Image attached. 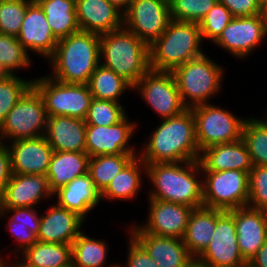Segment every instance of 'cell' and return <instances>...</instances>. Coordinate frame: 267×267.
Here are the masks:
<instances>
[{"label":"cell","mask_w":267,"mask_h":267,"mask_svg":"<svg viewBox=\"0 0 267 267\" xmlns=\"http://www.w3.org/2000/svg\"><path fill=\"white\" fill-rule=\"evenodd\" d=\"M143 146L144 150L138 156L146 164L199 160L201 152L196 140L192 109L162 119Z\"/></svg>","instance_id":"obj_1"},{"label":"cell","mask_w":267,"mask_h":267,"mask_svg":"<svg viewBox=\"0 0 267 267\" xmlns=\"http://www.w3.org/2000/svg\"><path fill=\"white\" fill-rule=\"evenodd\" d=\"M199 172V160L146 164V175L154 187L149 198L202 207L203 181L198 179Z\"/></svg>","instance_id":"obj_2"},{"label":"cell","mask_w":267,"mask_h":267,"mask_svg":"<svg viewBox=\"0 0 267 267\" xmlns=\"http://www.w3.org/2000/svg\"><path fill=\"white\" fill-rule=\"evenodd\" d=\"M52 75L58 82L88 84L100 58V35L79 31L58 39L55 52L49 58Z\"/></svg>","instance_id":"obj_3"},{"label":"cell","mask_w":267,"mask_h":267,"mask_svg":"<svg viewBox=\"0 0 267 267\" xmlns=\"http://www.w3.org/2000/svg\"><path fill=\"white\" fill-rule=\"evenodd\" d=\"M100 58L132 86L151 69L149 46L124 27L100 35Z\"/></svg>","instance_id":"obj_4"},{"label":"cell","mask_w":267,"mask_h":267,"mask_svg":"<svg viewBox=\"0 0 267 267\" xmlns=\"http://www.w3.org/2000/svg\"><path fill=\"white\" fill-rule=\"evenodd\" d=\"M198 23L171 20L164 33L149 46L150 68L172 72L189 60L204 54Z\"/></svg>","instance_id":"obj_5"},{"label":"cell","mask_w":267,"mask_h":267,"mask_svg":"<svg viewBox=\"0 0 267 267\" xmlns=\"http://www.w3.org/2000/svg\"><path fill=\"white\" fill-rule=\"evenodd\" d=\"M172 74L183 105L191 109L209 103V98L218 93L223 69L203 54L175 68Z\"/></svg>","instance_id":"obj_6"},{"label":"cell","mask_w":267,"mask_h":267,"mask_svg":"<svg viewBox=\"0 0 267 267\" xmlns=\"http://www.w3.org/2000/svg\"><path fill=\"white\" fill-rule=\"evenodd\" d=\"M41 95L48 116H69L85 120L93 96L88 84L58 82L48 77L32 79Z\"/></svg>","instance_id":"obj_7"},{"label":"cell","mask_w":267,"mask_h":267,"mask_svg":"<svg viewBox=\"0 0 267 267\" xmlns=\"http://www.w3.org/2000/svg\"><path fill=\"white\" fill-rule=\"evenodd\" d=\"M48 115L39 92L31 86L0 125V141L45 136ZM5 138V139H4Z\"/></svg>","instance_id":"obj_8"},{"label":"cell","mask_w":267,"mask_h":267,"mask_svg":"<svg viewBox=\"0 0 267 267\" xmlns=\"http://www.w3.org/2000/svg\"><path fill=\"white\" fill-rule=\"evenodd\" d=\"M203 206L229 211L247 206L249 173L241 170L202 171Z\"/></svg>","instance_id":"obj_9"},{"label":"cell","mask_w":267,"mask_h":267,"mask_svg":"<svg viewBox=\"0 0 267 267\" xmlns=\"http://www.w3.org/2000/svg\"><path fill=\"white\" fill-rule=\"evenodd\" d=\"M196 140L200 152L215 144L232 143L242 138L246 118L240 119L209 103L192 107Z\"/></svg>","instance_id":"obj_10"},{"label":"cell","mask_w":267,"mask_h":267,"mask_svg":"<svg viewBox=\"0 0 267 267\" xmlns=\"http://www.w3.org/2000/svg\"><path fill=\"white\" fill-rule=\"evenodd\" d=\"M169 1L131 0L123 13V27L151 46L171 21Z\"/></svg>","instance_id":"obj_11"},{"label":"cell","mask_w":267,"mask_h":267,"mask_svg":"<svg viewBox=\"0 0 267 267\" xmlns=\"http://www.w3.org/2000/svg\"><path fill=\"white\" fill-rule=\"evenodd\" d=\"M206 267H247L237 242L234 217L216 209V227L211 241L196 258Z\"/></svg>","instance_id":"obj_12"},{"label":"cell","mask_w":267,"mask_h":267,"mask_svg":"<svg viewBox=\"0 0 267 267\" xmlns=\"http://www.w3.org/2000/svg\"><path fill=\"white\" fill-rule=\"evenodd\" d=\"M143 100L152 107L161 119L180 115L187 108L183 105L172 72L150 69L133 86Z\"/></svg>","instance_id":"obj_13"},{"label":"cell","mask_w":267,"mask_h":267,"mask_svg":"<svg viewBox=\"0 0 267 267\" xmlns=\"http://www.w3.org/2000/svg\"><path fill=\"white\" fill-rule=\"evenodd\" d=\"M127 115L110 126L87 125L85 152L89 157L100 155L132 154L135 149L127 146L135 131V123L129 122Z\"/></svg>","instance_id":"obj_14"},{"label":"cell","mask_w":267,"mask_h":267,"mask_svg":"<svg viewBox=\"0 0 267 267\" xmlns=\"http://www.w3.org/2000/svg\"><path fill=\"white\" fill-rule=\"evenodd\" d=\"M149 201L147 223L138 227L144 233L182 239L194 208L153 198H149Z\"/></svg>","instance_id":"obj_15"},{"label":"cell","mask_w":267,"mask_h":267,"mask_svg":"<svg viewBox=\"0 0 267 267\" xmlns=\"http://www.w3.org/2000/svg\"><path fill=\"white\" fill-rule=\"evenodd\" d=\"M265 38L259 15L233 17L214 42L234 57H247Z\"/></svg>","instance_id":"obj_16"},{"label":"cell","mask_w":267,"mask_h":267,"mask_svg":"<svg viewBox=\"0 0 267 267\" xmlns=\"http://www.w3.org/2000/svg\"><path fill=\"white\" fill-rule=\"evenodd\" d=\"M228 212L234 217L238 246L248 263L267 240V211L244 206Z\"/></svg>","instance_id":"obj_17"},{"label":"cell","mask_w":267,"mask_h":267,"mask_svg":"<svg viewBox=\"0 0 267 267\" xmlns=\"http://www.w3.org/2000/svg\"><path fill=\"white\" fill-rule=\"evenodd\" d=\"M17 40L27 51L49 58L54 54L58 39L52 33L42 7L33 0L27 7Z\"/></svg>","instance_id":"obj_18"},{"label":"cell","mask_w":267,"mask_h":267,"mask_svg":"<svg viewBox=\"0 0 267 267\" xmlns=\"http://www.w3.org/2000/svg\"><path fill=\"white\" fill-rule=\"evenodd\" d=\"M8 147L13 174L46 175L54 151L45 136L10 141Z\"/></svg>","instance_id":"obj_19"},{"label":"cell","mask_w":267,"mask_h":267,"mask_svg":"<svg viewBox=\"0 0 267 267\" xmlns=\"http://www.w3.org/2000/svg\"><path fill=\"white\" fill-rule=\"evenodd\" d=\"M130 234L146 249L159 267H187L195 258L188 252L183 239L144 233L138 226Z\"/></svg>","instance_id":"obj_20"},{"label":"cell","mask_w":267,"mask_h":267,"mask_svg":"<svg viewBox=\"0 0 267 267\" xmlns=\"http://www.w3.org/2000/svg\"><path fill=\"white\" fill-rule=\"evenodd\" d=\"M52 196L46 175L13 174L0 195V208L35 207Z\"/></svg>","instance_id":"obj_21"},{"label":"cell","mask_w":267,"mask_h":267,"mask_svg":"<svg viewBox=\"0 0 267 267\" xmlns=\"http://www.w3.org/2000/svg\"><path fill=\"white\" fill-rule=\"evenodd\" d=\"M47 213L40 216L37 241L44 243L70 244L82 233L80 228L84 219L66 208L53 205Z\"/></svg>","instance_id":"obj_22"},{"label":"cell","mask_w":267,"mask_h":267,"mask_svg":"<svg viewBox=\"0 0 267 267\" xmlns=\"http://www.w3.org/2000/svg\"><path fill=\"white\" fill-rule=\"evenodd\" d=\"M81 31L102 35L123 27V13L108 0H76Z\"/></svg>","instance_id":"obj_23"},{"label":"cell","mask_w":267,"mask_h":267,"mask_svg":"<svg viewBox=\"0 0 267 267\" xmlns=\"http://www.w3.org/2000/svg\"><path fill=\"white\" fill-rule=\"evenodd\" d=\"M199 162L202 171L231 169L249 173L253 166L248 148L242 138L232 143L215 144L203 149Z\"/></svg>","instance_id":"obj_24"},{"label":"cell","mask_w":267,"mask_h":267,"mask_svg":"<svg viewBox=\"0 0 267 267\" xmlns=\"http://www.w3.org/2000/svg\"><path fill=\"white\" fill-rule=\"evenodd\" d=\"M86 122L69 116H48L45 137L53 151L85 152Z\"/></svg>","instance_id":"obj_25"},{"label":"cell","mask_w":267,"mask_h":267,"mask_svg":"<svg viewBox=\"0 0 267 267\" xmlns=\"http://www.w3.org/2000/svg\"><path fill=\"white\" fill-rule=\"evenodd\" d=\"M56 194L58 206L77 213L84 220L101 200V192L95 187L88 172L56 190L53 195Z\"/></svg>","instance_id":"obj_26"},{"label":"cell","mask_w":267,"mask_h":267,"mask_svg":"<svg viewBox=\"0 0 267 267\" xmlns=\"http://www.w3.org/2000/svg\"><path fill=\"white\" fill-rule=\"evenodd\" d=\"M89 155L86 152L54 151L46 173L50 191L70 183L88 172Z\"/></svg>","instance_id":"obj_27"},{"label":"cell","mask_w":267,"mask_h":267,"mask_svg":"<svg viewBox=\"0 0 267 267\" xmlns=\"http://www.w3.org/2000/svg\"><path fill=\"white\" fill-rule=\"evenodd\" d=\"M216 227V209L194 208L187 223L183 243L196 259L211 241Z\"/></svg>","instance_id":"obj_28"},{"label":"cell","mask_w":267,"mask_h":267,"mask_svg":"<svg viewBox=\"0 0 267 267\" xmlns=\"http://www.w3.org/2000/svg\"><path fill=\"white\" fill-rule=\"evenodd\" d=\"M22 267H72V245L37 241L22 252Z\"/></svg>","instance_id":"obj_29"},{"label":"cell","mask_w":267,"mask_h":267,"mask_svg":"<svg viewBox=\"0 0 267 267\" xmlns=\"http://www.w3.org/2000/svg\"><path fill=\"white\" fill-rule=\"evenodd\" d=\"M42 7L49 27L57 39L68 37L80 30L76 0H36Z\"/></svg>","instance_id":"obj_30"},{"label":"cell","mask_w":267,"mask_h":267,"mask_svg":"<svg viewBox=\"0 0 267 267\" xmlns=\"http://www.w3.org/2000/svg\"><path fill=\"white\" fill-rule=\"evenodd\" d=\"M141 169H144L143 172L146 173V163L140 157L135 156L101 192V199H134L142 184Z\"/></svg>","instance_id":"obj_31"},{"label":"cell","mask_w":267,"mask_h":267,"mask_svg":"<svg viewBox=\"0 0 267 267\" xmlns=\"http://www.w3.org/2000/svg\"><path fill=\"white\" fill-rule=\"evenodd\" d=\"M88 86L93 98L114 102H119V97L127 88L133 89V86L123 77L101 63L92 73Z\"/></svg>","instance_id":"obj_32"},{"label":"cell","mask_w":267,"mask_h":267,"mask_svg":"<svg viewBox=\"0 0 267 267\" xmlns=\"http://www.w3.org/2000/svg\"><path fill=\"white\" fill-rule=\"evenodd\" d=\"M134 156L132 154L100 155L89 158L88 173L95 187L102 192Z\"/></svg>","instance_id":"obj_33"},{"label":"cell","mask_w":267,"mask_h":267,"mask_svg":"<svg viewBox=\"0 0 267 267\" xmlns=\"http://www.w3.org/2000/svg\"><path fill=\"white\" fill-rule=\"evenodd\" d=\"M72 267H102L106 263L107 246L103 240L81 233L72 243Z\"/></svg>","instance_id":"obj_34"},{"label":"cell","mask_w":267,"mask_h":267,"mask_svg":"<svg viewBox=\"0 0 267 267\" xmlns=\"http://www.w3.org/2000/svg\"><path fill=\"white\" fill-rule=\"evenodd\" d=\"M242 139L248 148L252 165H267V123L264 119L246 118Z\"/></svg>","instance_id":"obj_35"},{"label":"cell","mask_w":267,"mask_h":267,"mask_svg":"<svg viewBox=\"0 0 267 267\" xmlns=\"http://www.w3.org/2000/svg\"><path fill=\"white\" fill-rule=\"evenodd\" d=\"M124 109L120 102L93 98L85 122L87 125L110 126L126 116Z\"/></svg>","instance_id":"obj_36"},{"label":"cell","mask_w":267,"mask_h":267,"mask_svg":"<svg viewBox=\"0 0 267 267\" xmlns=\"http://www.w3.org/2000/svg\"><path fill=\"white\" fill-rule=\"evenodd\" d=\"M218 0H169L172 20L200 23Z\"/></svg>","instance_id":"obj_37"},{"label":"cell","mask_w":267,"mask_h":267,"mask_svg":"<svg viewBox=\"0 0 267 267\" xmlns=\"http://www.w3.org/2000/svg\"><path fill=\"white\" fill-rule=\"evenodd\" d=\"M33 0L0 2V34L17 37L28 5Z\"/></svg>","instance_id":"obj_38"},{"label":"cell","mask_w":267,"mask_h":267,"mask_svg":"<svg viewBox=\"0 0 267 267\" xmlns=\"http://www.w3.org/2000/svg\"><path fill=\"white\" fill-rule=\"evenodd\" d=\"M26 51L17 37L0 34V62L14 74L16 69H23L31 64ZM15 69V70H14Z\"/></svg>","instance_id":"obj_39"},{"label":"cell","mask_w":267,"mask_h":267,"mask_svg":"<svg viewBox=\"0 0 267 267\" xmlns=\"http://www.w3.org/2000/svg\"><path fill=\"white\" fill-rule=\"evenodd\" d=\"M232 19L231 12L217 1L199 23L202 38L211 39L214 43Z\"/></svg>","instance_id":"obj_40"},{"label":"cell","mask_w":267,"mask_h":267,"mask_svg":"<svg viewBox=\"0 0 267 267\" xmlns=\"http://www.w3.org/2000/svg\"><path fill=\"white\" fill-rule=\"evenodd\" d=\"M31 86L32 80L25 81L16 75L6 81H0V125Z\"/></svg>","instance_id":"obj_41"},{"label":"cell","mask_w":267,"mask_h":267,"mask_svg":"<svg viewBox=\"0 0 267 267\" xmlns=\"http://www.w3.org/2000/svg\"><path fill=\"white\" fill-rule=\"evenodd\" d=\"M247 206L267 211V165H255L249 172Z\"/></svg>","instance_id":"obj_42"},{"label":"cell","mask_w":267,"mask_h":267,"mask_svg":"<svg viewBox=\"0 0 267 267\" xmlns=\"http://www.w3.org/2000/svg\"><path fill=\"white\" fill-rule=\"evenodd\" d=\"M6 212H13L11 220L25 225L31 233L38 235L41 217L38 216L34 207L0 208V217L2 218Z\"/></svg>","instance_id":"obj_43"},{"label":"cell","mask_w":267,"mask_h":267,"mask_svg":"<svg viewBox=\"0 0 267 267\" xmlns=\"http://www.w3.org/2000/svg\"><path fill=\"white\" fill-rule=\"evenodd\" d=\"M129 237L127 267H159L146 249L132 235Z\"/></svg>","instance_id":"obj_44"},{"label":"cell","mask_w":267,"mask_h":267,"mask_svg":"<svg viewBox=\"0 0 267 267\" xmlns=\"http://www.w3.org/2000/svg\"><path fill=\"white\" fill-rule=\"evenodd\" d=\"M233 17L259 15L261 6L258 0H218Z\"/></svg>","instance_id":"obj_45"},{"label":"cell","mask_w":267,"mask_h":267,"mask_svg":"<svg viewBox=\"0 0 267 267\" xmlns=\"http://www.w3.org/2000/svg\"><path fill=\"white\" fill-rule=\"evenodd\" d=\"M7 227H9L12 235L16 237V241L20 243L19 247L21 248H17L16 252L20 253L19 251H21L22 253L25 249L37 242V236L31 233L25 225L9 219Z\"/></svg>","instance_id":"obj_46"},{"label":"cell","mask_w":267,"mask_h":267,"mask_svg":"<svg viewBox=\"0 0 267 267\" xmlns=\"http://www.w3.org/2000/svg\"><path fill=\"white\" fill-rule=\"evenodd\" d=\"M9 147L0 141V195L12 177Z\"/></svg>","instance_id":"obj_47"},{"label":"cell","mask_w":267,"mask_h":267,"mask_svg":"<svg viewBox=\"0 0 267 267\" xmlns=\"http://www.w3.org/2000/svg\"><path fill=\"white\" fill-rule=\"evenodd\" d=\"M247 267H267V240L259 248L257 254L248 262Z\"/></svg>","instance_id":"obj_48"},{"label":"cell","mask_w":267,"mask_h":267,"mask_svg":"<svg viewBox=\"0 0 267 267\" xmlns=\"http://www.w3.org/2000/svg\"><path fill=\"white\" fill-rule=\"evenodd\" d=\"M112 5H114L117 9H119L122 13H124L131 0H108Z\"/></svg>","instance_id":"obj_49"},{"label":"cell","mask_w":267,"mask_h":267,"mask_svg":"<svg viewBox=\"0 0 267 267\" xmlns=\"http://www.w3.org/2000/svg\"><path fill=\"white\" fill-rule=\"evenodd\" d=\"M15 74H13L10 69L4 66L3 63L0 62V81H6L12 78Z\"/></svg>","instance_id":"obj_50"},{"label":"cell","mask_w":267,"mask_h":267,"mask_svg":"<svg viewBox=\"0 0 267 267\" xmlns=\"http://www.w3.org/2000/svg\"><path fill=\"white\" fill-rule=\"evenodd\" d=\"M259 17L263 26L265 36H267V6L261 7Z\"/></svg>","instance_id":"obj_51"},{"label":"cell","mask_w":267,"mask_h":267,"mask_svg":"<svg viewBox=\"0 0 267 267\" xmlns=\"http://www.w3.org/2000/svg\"><path fill=\"white\" fill-rule=\"evenodd\" d=\"M187 267H206L203 263L194 259Z\"/></svg>","instance_id":"obj_52"},{"label":"cell","mask_w":267,"mask_h":267,"mask_svg":"<svg viewBox=\"0 0 267 267\" xmlns=\"http://www.w3.org/2000/svg\"><path fill=\"white\" fill-rule=\"evenodd\" d=\"M6 264L7 263H5L3 259H0V267H14L13 263L11 266H10V264L9 265L8 264L6 265Z\"/></svg>","instance_id":"obj_53"},{"label":"cell","mask_w":267,"mask_h":267,"mask_svg":"<svg viewBox=\"0 0 267 267\" xmlns=\"http://www.w3.org/2000/svg\"><path fill=\"white\" fill-rule=\"evenodd\" d=\"M261 7L267 6V0H258Z\"/></svg>","instance_id":"obj_54"},{"label":"cell","mask_w":267,"mask_h":267,"mask_svg":"<svg viewBox=\"0 0 267 267\" xmlns=\"http://www.w3.org/2000/svg\"><path fill=\"white\" fill-rule=\"evenodd\" d=\"M13 1H17V0H0V2H13Z\"/></svg>","instance_id":"obj_55"},{"label":"cell","mask_w":267,"mask_h":267,"mask_svg":"<svg viewBox=\"0 0 267 267\" xmlns=\"http://www.w3.org/2000/svg\"><path fill=\"white\" fill-rule=\"evenodd\" d=\"M16 264H13L14 267H22L19 263L15 262Z\"/></svg>","instance_id":"obj_56"},{"label":"cell","mask_w":267,"mask_h":267,"mask_svg":"<svg viewBox=\"0 0 267 267\" xmlns=\"http://www.w3.org/2000/svg\"><path fill=\"white\" fill-rule=\"evenodd\" d=\"M110 267H124V266H120V265H119V266H118V265H114V266H110Z\"/></svg>","instance_id":"obj_57"},{"label":"cell","mask_w":267,"mask_h":267,"mask_svg":"<svg viewBox=\"0 0 267 267\" xmlns=\"http://www.w3.org/2000/svg\"><path fill=\"white\" fill-rule=\"evenodd\" d=\"M265 119H264V121L267 123V113H266V117H264Z\"/></svg>","instance_id":"obj_58"}]
</instances>
